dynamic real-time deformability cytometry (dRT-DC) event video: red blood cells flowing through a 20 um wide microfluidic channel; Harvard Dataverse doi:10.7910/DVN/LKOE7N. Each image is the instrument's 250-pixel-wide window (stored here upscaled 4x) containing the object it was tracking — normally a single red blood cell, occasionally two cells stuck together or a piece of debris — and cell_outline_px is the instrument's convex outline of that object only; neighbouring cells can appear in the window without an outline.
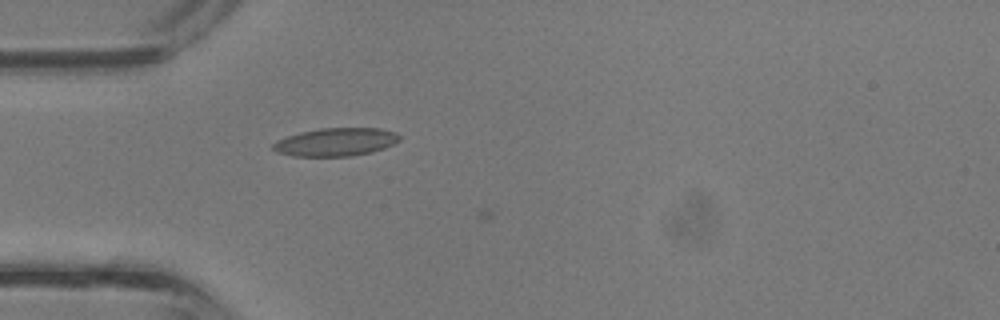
{"species": "common noctule bat (a hibernating species)", "species_latin": "Nyctalus noctula", "temperature_condition": "room temperature", "stored_images_in_passage": 16, "camera_frame_rate_fps": 3000, "um_per_image_px": 0.085, "animal": {"sex": "male", "body_mass_g": 13.3}, "frame": {"image": 1, "passage_image": 14, "time_ms": 4.333, "image_size_px": [1000, 320], "cell_outline_px": [[400, 140], [384, 148], [372, 152], [352, 156], [292, 156], [276, 152], [272, 148], [272, 144], [276, 140], [300, 132], [320, 128], [380, 128], [396, 132], [400, 136]], "centroid_in_image_um": [28.53, 12.07], "position_along_channel_um": 56.5, "area_um2": 20.81}}